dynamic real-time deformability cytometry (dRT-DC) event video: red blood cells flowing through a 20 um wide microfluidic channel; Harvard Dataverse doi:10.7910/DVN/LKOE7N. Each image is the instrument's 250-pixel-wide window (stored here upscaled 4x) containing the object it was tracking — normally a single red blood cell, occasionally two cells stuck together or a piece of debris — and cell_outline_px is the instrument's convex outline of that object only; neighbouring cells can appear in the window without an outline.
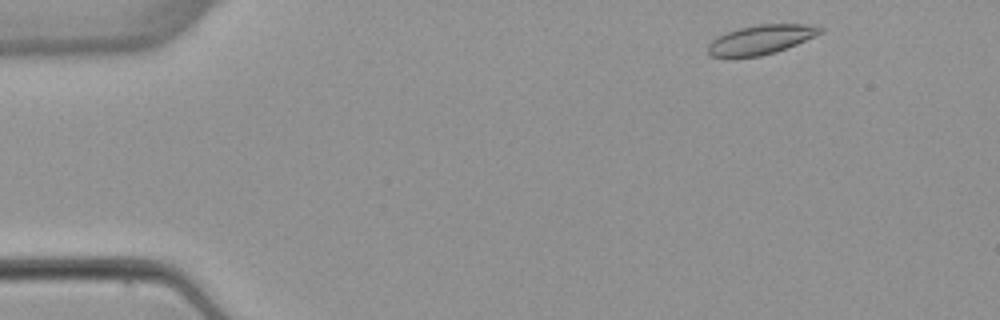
{"species": "common noctule bat (a hibernating species)", "species_latin": "Nyctalus noctula", "temperature_condition": "warm", "stored_images_in_passage": 3, "camera_frame_rate_fps": 3000, "um_per_image_px": 0.085, "animal": {"sex": "female", "body_mass_g": 22.7, "forearm_length_mm": 54.2}, "frame": {"image": 1, "passage_image": 1, "time_ms": 0.0, "image_size_px": [1000, 320], "cell_outline_px": [[824, 32], [796, 44], [776, 52], [760, 56], [708, 56], [708, 44], [716, 36], [740, 28], [760, 24], [808, 24], [824, 28]], "centroid_in_image_um": [64.69, 3.35], "position_along_channel_um": 20.3, "area_um2": 18.96}}
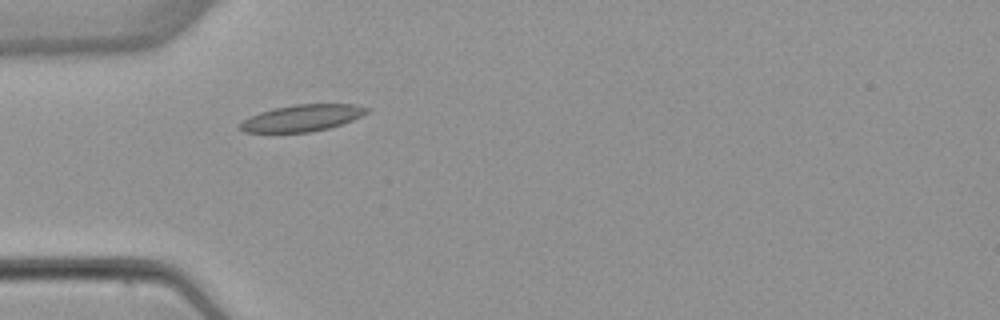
{"frame": {"image": 2, "passage_image": 3, "time_ms": 3.333, "image_size_px": [1000, 320], "cell_outline_px": [[368, 112], [352, 120], [328, 128], [308, 132], [244, 132], [236, 128], [244, 120], [260, 112], [272, 108], [296, 104], [352, 104], [368, 108]], "centroid_in_image_um": [25.64, 10.03], "position_along_channel_um": 59.4, "area_um2": 19.42}}